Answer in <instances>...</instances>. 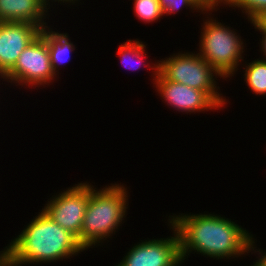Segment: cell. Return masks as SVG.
Wrapping results in <instances>:
<instances>
[{"label": "cell", "mask_w": 266, "mask_h": 266, "mask_svg": "<svg viewBox=\"0 0 266 266\" xmlns=\"http://www.w3.org/2000/svg\"><path fill=\"white\" fill-rule=\"evenodd\" d=\"M134 12L136 18L143 22L151 23L160 20L163 17V10L158 0H133Z\"/></svg>", "instance_id": "cell-16"}, {"label": "cell", "mask_w": 266, "mask_h": 266, "mask_svg": "<svg viewBox=\"0 0 266 266\" xmlns=\"http://www.w3.org/2000/svg\"><path fill=\"white\" fill-rule=\"evenodd\" d=\"M95 189L97 188L90 185L89 202L80 236L77 238L84 250L100 245L99 243L102 244L107 240L106 238L116 233L118 227L124 222L123 218H126V209L129 204L127 187L125 188L121 183H112L102 189Z\"/></svg>", "instance_id": "cell-3"}, {"label": "cell", "mask_w": 266, "mask_h": 266, "mask_svg": "<svg viewBox=\"0 0 266 266\" xmlns=\"http://www.w3.org/2000/svg\"><path fill=\"white\" fill-rule=\"evenodd\" d=\"M201 10L202 14H207L209 11V15L211 11L213 12L214 10L217 11L216 9L220 5V0H192ZM205 11V13H204Z\"/></svg>", "instance_id": "cell-18"}, {"label": "cell", "mask_w": 266, "mask_h": 266, "mask_svg": "<svg viewBox=\"0 0 266 266\" xmlns=\"http://www.w3.org/2000/svg\"><path fill=\"white\" fill-rule=\"evenodd\" d=\"M211 17L203 22L198 54L224 79L230 78L243 61L244 42L235 29Z\"/></svg>", "instance_id": "cell-4"}, {"label": "cell", "mask_w": 266, "mask_h": 266, "mask_svg": "<svg viewBox=\"0 0 266 266\" xmlns=\"http://www.w3.org/2000/svg\"><path fill=\"white\" fill-rule=\"evenodd\" d=\"M54 78L56 75L51 67L45 29L21 52L15 66L3 77L8 83L35 88L49 85Z\"/></svg>", "instance_id": "cell-6"}, {"label": "cell", "mask_w": 266, "mask_h": 266, "mask_svg": "<svg viewBox=\"0 0 266 266\" xmlns=\"http://www.w3.org/2000/svg\"><path fill=\"white\" fill-rule=\"evenodd\" d=\"M52 30L49 26L45 28V41L50 53L51 67L55 75H57L59 66L62 65L61 63H65L69 57L71 58L70 54L75 50V45L70 41L67 33H59Z\"/></svg>", "instance_id": "cell-12"}, {"label": "cell", "mask_w": 266, "mask_h": 266, "mask_svg": "<svg viewBox=\"0 0 266 266\" xmlns=\"http://www.w3.org/2000/svg\"><path fill=\"white\" fill-rule=\"evenodd\" d=\"M168 226L174 237L139 242L115 266H180V238L174 226L171 223Z\"/></svg>", "instance_id": "cell-8"}, {"label": "cell", "mask_w": 266, "mask_h": 266, "mask_svg": "<svg viewBox=\"0 0 266 266\" xmlns=\"http://www.w3.org/2000/svg\"><path fill=\"white\" fill-rule=\"evenodd\" d=\"M43 1V3L48 7V8H50V1L53 3V1L54 2H57L58 1V3L60 2V4L63 2V3H65L66 4V2L67 3H72V4H75V2H77L78 0H42Z\"/></svg>", "instance_id": "cell-21"}, {"label": "cell", "mask_w": 266, "mask_h": 266, "mask_svg": "<svg viewBox=\"0 0 266 266\" xmlns=\"http://www.w3.org/2000/svg\"><path fill=\"white\" fill-rule=\"evenodd\" d=\"M153 80L161 99L179 112L195 113L221 109L204 91L166 80L159 72Z\"/></svg>", "instance_id": "cell-9"}, {"label": "cell", "mask_w": 266, "mask_h": 266, "mask_svg": "<svg viewBox=\"0 0 266 266\" xmlns=\"http://www.w3.org/2000/svg\"><path fill=\"white\" fill-rule=\"evenodd\" d=\"M254 28L260 31V34H262V40L261 43V52H263V56H265L264 60H266V19H260L250 22Z\"/></svg>", "instance_id": "cell-19"}, {"label": "cell", "mask_w": 266, "mask_h": 266, "mask_svg": "<svg viewBox=\"0 0 266 266\" xmlns=\"http://www.w3.org/2000/svg\"><path fill=\"white\" fill-rule=\"evenodd\" d=\"M48 9L42 0H0V22H28L45 29Z\"/></svg>", "instance_id": "cell-11"}, {"label": "cell", "mask_w": 266, "mask_h": 266, "mask_svg": "<svg viewBox=\"0 0 266 266\" xmlns=\"http://www.w3.org/2000/svg\"><path fill=\"white\" fill-rule=\"evenodd\" d=\"M146 44L141 42V40H128L127 42L122 43L119 46V49L117 51V55L119 54L121 58V62L123 63V66H125L126 69H132V70H137L140 69V66L145 65L148 66L149 68L151 67V70L153 71L154 75L158 74V61L154 65L150 66L148 63L147 65L144 62V57H147L148 55L145 52V46ZM132 62V63H131ZM144 62V64H143ZM134 64V65H133ZM139 66V67H138Z\"/></svg>", "instance_id": "cell-13"}, {"label": "cell", "mask_w": 266, "mask_h": 266, "mask_svg": "<svg viewBox=\"0 0 266 266\" xmlns=\"http://www.w3.org/2000/svg\"><path fill=\"white\" fill-rule=\"evenodd\" d=\"M256 252H259L257 254L260 255V258H258V260H256V262H254V264L251 266H266V253H263L261 249H255L253 253Z\"/></svg>", "instance_id": "cell-20"}, {"label": "cell", "mask_w": 266, "mask_h": 266, "mask_svg": "<svg viewBox=\"0 0 266 266\" xmlns=\"http://www.w3.org/2000/svg\"><path fill=\"white\" fill-rule=\"evenodd\" d=\"M161 60H158V72L166 80L204 91L221 109L227 103L218 92L216 81L218 77L223 79L222 75L198 53L179 52Z\"/></svg>", "instance_id": "cell-5"}, {"label": "cell", "mask_w": 266, "mask_h": 266, "mask_svg": "<svg viewBox=\"0 0 266 266\" xmlns=\"http://www.w3.org/2000/svg\"><path fill=\"white\" fill-rule=\"evenodd\" d=\"M245 65L244 77L249 89L258 96L266 95V60L259 58Z\"/></svg>", "instance_id": "cell-14"}, {"label": "cell", "mask_w": 266, "mask_h": 266, "mask_svg": "<svg viewBox=\"0 0 266 266\" xmlns=\"http://www.w3.org/2000/svg\"><path fill=\"white\" fill-rule=\"evenodd\" d=\"M41 28L28 22H0V76L14 66L21 52L41 33Z\"/></svg>", "instance_id": "cell-10"}, {"label": "cell", "mask_w": 266, "mask_h": 266, "mask_svg": "<svg viewBox=\"0 0 266 266\" xmlns=\"http://www.w3.org/2000/svg\"><path fill=\"white\" fill-rule=\"evenodd\" d=\"M159 4L163 10V14L170 15L174 13H178L179 9L183 6H187L190 9L196 10L200 12V8L192 1V0H158Z\"/></svg>", "instance_id": "cell-17"}, {"label": "cell", "mask_w": 266, "mask_h": 266, "mask_svg": "<svg viewBox=\"0 0 266 266\" xmlns=\"http://www.w3.org/2000/svg\"><path fill=\"white\" fill-rule=\"evenodd\" d=\"M7 245L2 251V266L47 264L84 251L77 237L55 223L43 209Z\"/></svg>", "instance_id": "cell-2"}, {"label": "cell", "mask_w": 266, "mask_h": 266, "mask_svg": "<svg viewBox=\"0 0 266 266\" xmlns=\"http://www.w3.org/2000/svg\"><path fill=\"white\" fill-rule=\"evenodd\" d=\"M220 5L240 8L250 22L266 19V0H220Z\"/></svg>", "instance_id": "cell-15"}, {"label": "cell", "mask_w": 266, "mask_h": 266, "mask_svg": "<svg viewBox=\"0 0 266 266\" xmlns=\"http://www.w3.org/2000/svg\"><path fill=\"white\" fill-rule=\"evenodd\" d=\"M168 222L180 238L182 262L194 251L205 257L230 259L241 257L256 248L253 235L231 219L217 214H179Z\"/></svg>", "instance_id": "cell-1"}, {"label": "cell", "mask_w": 266, "mask_h": 266, "mask_svg": "<svg viewBox=\"0 0 266 266\" xmlns=\"http://www.w3.org/2000/svg\"><path fill=\"white\" fill-rule=\"evenodd\" d=\"M73 186L52 196L42 209L55 223L78 238L89 202L90 184L83 182Z\"/></svg>", "instance_id": "cell-7"}]
</instances>
